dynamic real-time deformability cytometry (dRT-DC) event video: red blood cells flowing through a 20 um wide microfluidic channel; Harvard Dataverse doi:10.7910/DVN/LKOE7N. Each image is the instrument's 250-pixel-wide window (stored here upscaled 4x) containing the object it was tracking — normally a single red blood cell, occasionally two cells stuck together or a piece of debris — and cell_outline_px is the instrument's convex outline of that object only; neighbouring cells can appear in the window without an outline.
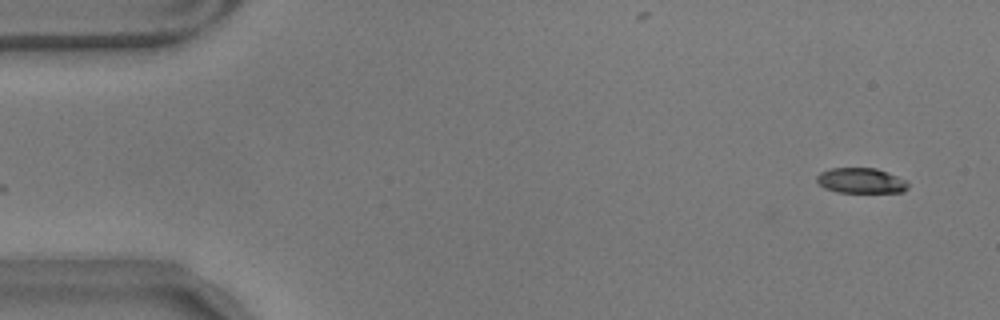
{"species": "common noctule bat (a hibernating species)", "species_latin": "Nyctalus noctula", "temperature_condition": "warm", "stored_images_in_passage": 55, "camera_frame_rate_fps": 3000, "um_per_image_px": 0.085, "animal": {"sex": "male", "body_mass_g": 17.9}, "frame": {"image": 1, "passage_image": 1, "time_ms": 0.0, "image_size_px": [1000, 320], "cell_outline_px": [[908, 188], [904, 192], [836, 192], [824, 188], [816, 180], [816, 176], [820, 172], [832, 168], [876, 168], [888, 172], [908, 180]], "centroid_in_image_um": [73.21, 15.35], "position_along_channel_um": 11.8, "area_um2": 13.58}}
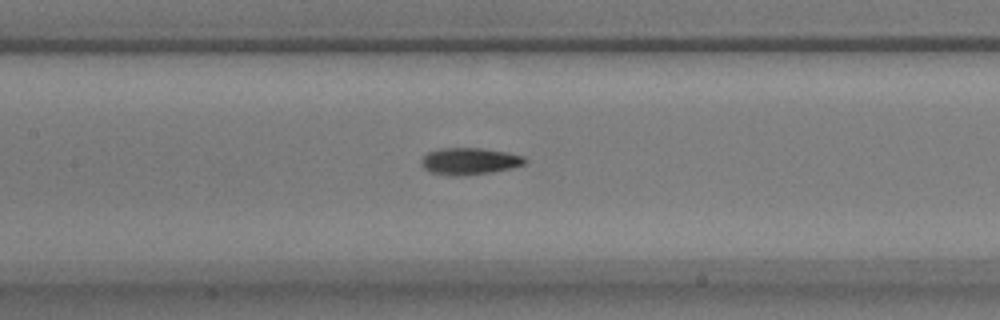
{"frame": {"image": 2, "passage_image": 24, "time_ms": 7.667, "image_size_px": [1000, 320], "cell_outline_px": [[528, 160], [524, 164], [512, 168], [492, 172], [464, 176], [448, 176], [432, 172], [424, 168], [420, 164], [420, 160], [428, 152], [440, 148], [484, 148], [508, 152], [524, 156]], "centroid_in_image_um": [39.92, 13.7], "position_along_channel_um": 167.5, "area_um2": 16.47}}
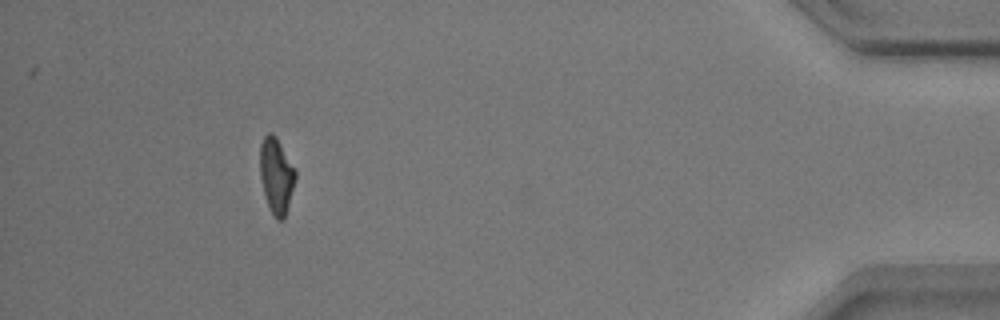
{"frame": {"image": 3, "passage_image": 50, "time_ms": 16.333, "image_size_px": [1000, 320], "cell_outline_px": [[296, 180], [284, 220], [276, 220], [264, 196], [260, 176], [260, 144], [264, 136], [268, 132], [272, 132], [276, 136], [296, 168]], "centroid_in_image_um": [23.5, 14.9], "position_along_channel_um": 411.7, "area_um2": 15.9}, "authors_computed_cell_mechanics": {"area_um2": 15.7216, "velocity_mm_per_s": 3.5405, "shape_relaxation_time_tau1_ms": 4.4684, "shape_relaxation_time_tau2_ms": 2.0253, "deformation_change_tau1": 0.2037, "deformation_change_tau2": 0.0819}}